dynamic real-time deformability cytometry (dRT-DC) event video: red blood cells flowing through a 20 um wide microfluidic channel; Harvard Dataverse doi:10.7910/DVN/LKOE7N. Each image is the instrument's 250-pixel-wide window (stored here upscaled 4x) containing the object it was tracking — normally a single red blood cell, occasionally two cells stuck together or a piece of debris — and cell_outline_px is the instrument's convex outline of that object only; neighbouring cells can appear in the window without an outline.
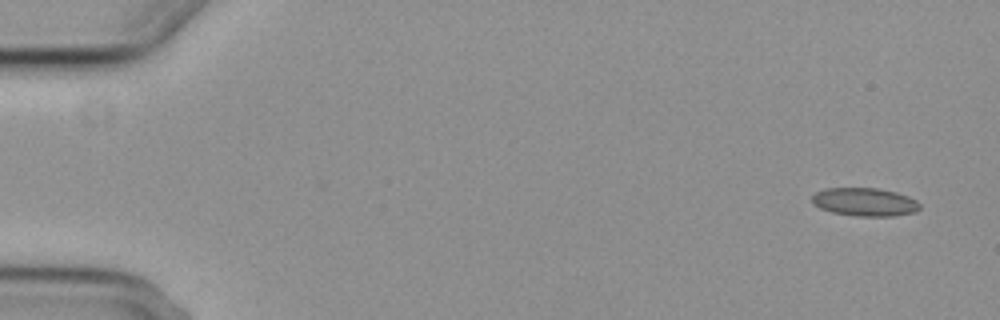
{"species": "common noctule bat (a hibernating species)", "species_latin": "Nyctalus noctula", "temperature_condition": "cold", "stored_images_in_passage": 5, "camera_frame_rate_fps": 3000, "um_per_image_px": 0.085, "animal": {"sex": "female", "body_mass_g": 29.2, "forearm_length_mm": 56.3}, "frame": {"image": 1, "passage_image": 1, "time_ms": 0.0, "image_size_px": [1000, 320], "cell_outline_px": [[920, 208], [916, 212], [892, 216], [856, 216], [832, 212], [820, 208], [812, 204], [812, 196], [816, 192], [828, 188], [876, 188], [896, 192], [908, 196], [916, 200], [920, 204]], "centroid_in_image_um": [73.51, 17.17], "position_along_channel_um": 11.5, "area_um2": 17.74}}